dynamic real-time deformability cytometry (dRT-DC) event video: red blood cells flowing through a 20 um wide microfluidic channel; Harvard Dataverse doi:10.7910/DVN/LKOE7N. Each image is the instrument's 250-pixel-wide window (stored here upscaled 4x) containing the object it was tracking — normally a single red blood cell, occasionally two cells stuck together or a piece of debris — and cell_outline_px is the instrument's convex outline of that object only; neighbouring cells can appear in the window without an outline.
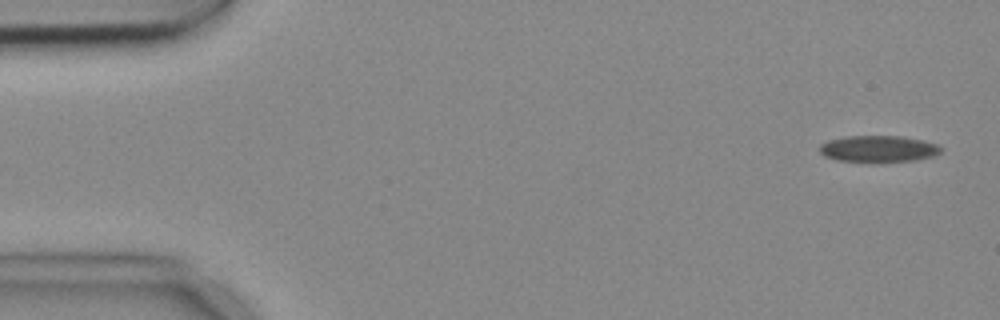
{"species": "common noctule bat (a hibernating species)", "species_latin": "Nyctalus noctula", "temperature_condition": "cold", "stored_images_in_passage": 9, "camera_frame_rate_fps": 3000, "um_per_image_px": 0.085, "animal": {"sex": "female", "body_mass_g": 18.4}, "frame": {"image": 1, "passage_image": 1, "time_ms": 0.0, "image_size_px": [1000, 320], "cell_outline_px": [[940, 152], [932, 156], [912, 160], [836, 160], [824, 156], [820, 152], [820, 144], [828, 140], [844, 136], [900, 136], [920, 140], [936, 144], [940, 148]], "centroid_in_image_um": [74.59, 12.61], "position_along_channel_um": 10.4, "area_um2": 17.98}}
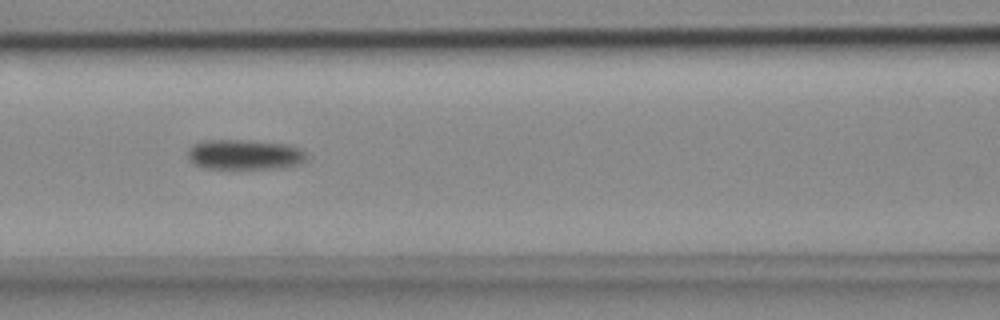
{"frame": {"image": 2, "passage_image": 7, "time_ms": 2.0, "image_size_px": [1000, 320], "cell_outline_px": [[308, 160], [300, 164], [280, 168], [204, 168], [192, 164], [188, 160], [188, 148], [204, 140], [244, 140], [288, 144], [300, 148], [304, 152]], "centroid_in_image_um": [20.79, 13.14], "position_along_channel_um": 145.8, "area_um2": 20.92}}
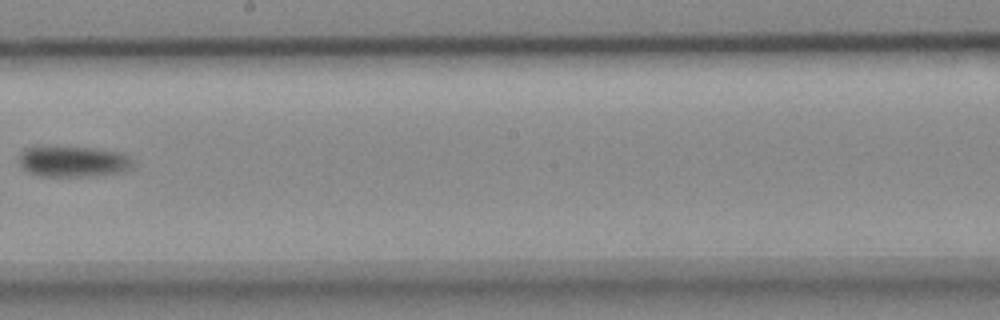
{"frame": {"image": 3, "passage_image": 9, "time_ms": 2.667, "image_size_px": [1000, 320], "cell_outline_px": [[132, 168], [120, 172], [104, 176], [40, 176], [28, 172], [20, 164], [20, 156], [24, 148], [92, 148], [120, 152], [128, 156], [132, 160]], "centroid_in_image_um": [6.28, 13.76], "position_along_channel_um": 241.9, "area_um2": 20.11}}